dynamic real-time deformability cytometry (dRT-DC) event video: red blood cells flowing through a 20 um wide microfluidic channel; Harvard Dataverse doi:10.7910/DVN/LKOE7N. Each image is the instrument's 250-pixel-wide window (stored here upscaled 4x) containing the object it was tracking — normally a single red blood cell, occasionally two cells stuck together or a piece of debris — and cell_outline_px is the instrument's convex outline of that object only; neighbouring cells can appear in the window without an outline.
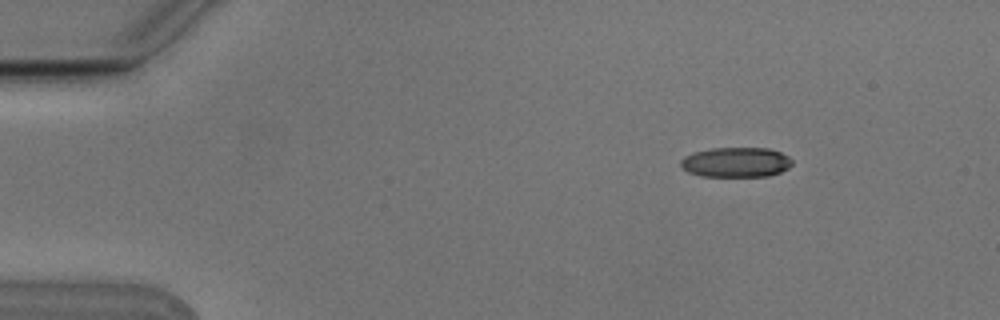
{"species": "Egyptian fruit bat (a non-hibernating species)", "species_latin": "Rousettus aegyptiacus", "temperature_condition": "cold", "stored_images_in_passage": 5, "camera_frame_rate_fps": 3000, "um_per_image_px": 0.085, "animal": {"sex": "male"}, "frame": {"image": 1, "passage_image": 1, "time_ms": 0.0, "image_size_px": [1000, 320], "cell_outline_px": [[792, 164], [788, 168], [780, 172], [768, 176], [700, 176], [688, 172], [680, 164], [680, 160], [684, 156], [692, 152], [712, 148], [768, 148], [780, 152], [788, 156], [792, 160]], "centroid_in_image_um": [62.54, 13.78], "position_along_channel_um": 22.5, "area_um2": 19.48}}
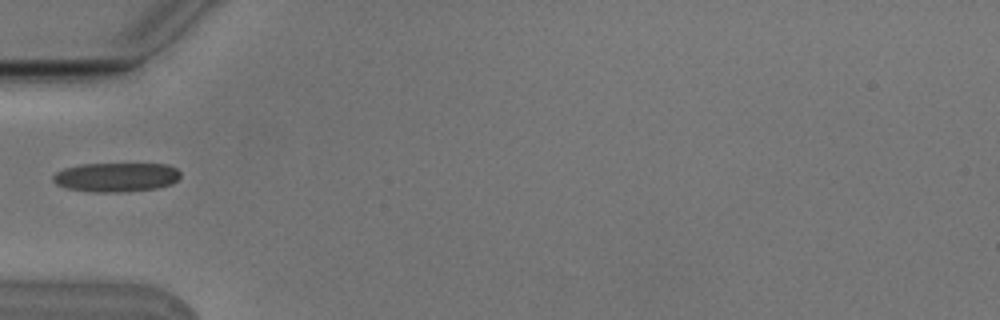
{"frame": {"image": 2, "passage_image": 4, "time_ms": 1.0, "image_size_px": [1000, 320], "cell_outline_px": [[180, 176], [172, 184], [156, 188], [128, 192], [92, 192], [64, 188], [56, 184], [52, 180], [52, 176], [56, 172], [64, 168], [80, 164], [168, 164], [176, 168], [180, 172]], "centroid_in_image_um": [9.85, 15.06], "position_along_channel_um": 75.1, "area_um2": 21.91}}